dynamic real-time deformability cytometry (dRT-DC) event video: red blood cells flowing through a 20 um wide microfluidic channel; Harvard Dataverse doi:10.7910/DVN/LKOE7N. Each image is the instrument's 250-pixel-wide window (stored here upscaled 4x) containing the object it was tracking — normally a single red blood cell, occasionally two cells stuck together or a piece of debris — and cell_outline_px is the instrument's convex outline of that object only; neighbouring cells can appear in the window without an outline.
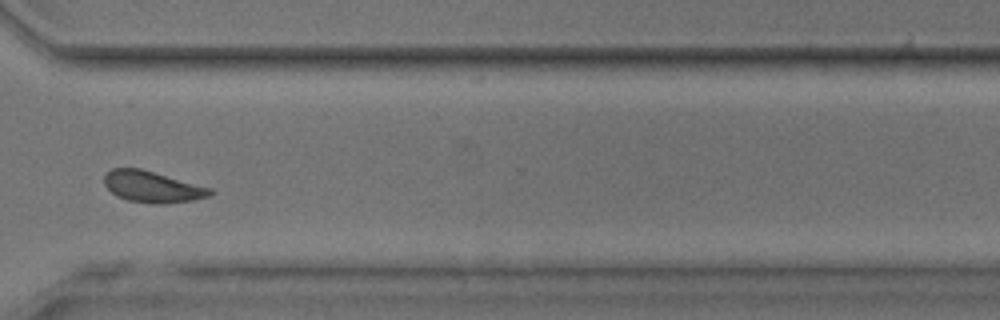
{"species": "common noctule bat (a hibernating species)", "species_latin": "Nyctalus noctula", "temperature_condition": "room temperature", "stored_images_in_passage": 35, "camera_frame_rate_fps": 3000, "um_per_image_px": 0.085, "animal": {"sex": "male", "body_mass_g": 17.9, "forearm_length_mm": 54.2}, "frame": {"image": 1, "passage_image": 30, "time_ms": 9.667, "image_size_px": [1000, 320], "cell_outline_px": [[212, 192], [208, 196], [192, 200], [164, 204], [156, 204], [128, 200], [116, 196], [104, 184], [104, 176], [112, 168], [140, 168], [212, 188]], "centroid_in_image_um": [12.93, 15.87], "position_along_channel_um": 357.7, "area_um2": 19.13}, "authors_computed_cell_mechanics": {"area_um2": 19.1896, "velocity_mm_per_s": 4.107, "shape_relaxation_time_tau1_ms": null, "shape_relaxation_time_tau2_ms": 1.2163, "deformation_change_tau1": null, "deformation_change_tau2": 0.0631}}